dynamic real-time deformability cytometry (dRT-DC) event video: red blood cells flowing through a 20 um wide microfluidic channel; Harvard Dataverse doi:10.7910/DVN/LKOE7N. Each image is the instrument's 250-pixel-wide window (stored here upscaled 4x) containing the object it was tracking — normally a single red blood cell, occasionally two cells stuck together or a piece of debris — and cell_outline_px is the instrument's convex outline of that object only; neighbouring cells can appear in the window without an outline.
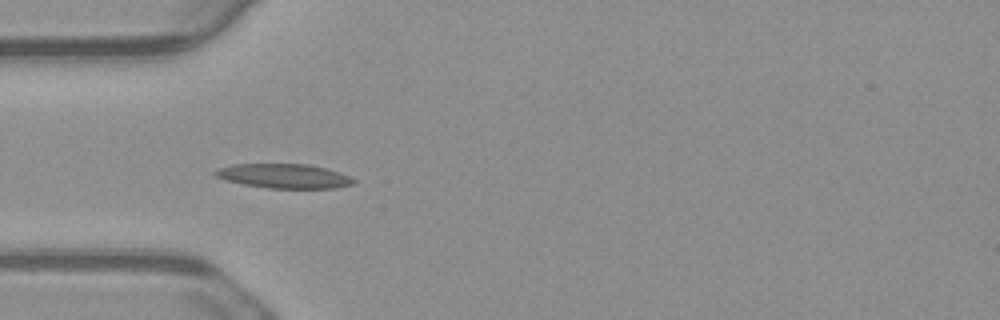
{"species": "common noctule bat (a hibernating species)", "species_latin": "Nyctalus noctula", "temperature_condition": "warm", "stored_images_in_passage": 9, "camera_frame_rate_fps": 3000, "um_per_image_px": 0.085, "animal": {"sex": "male", "body_mass_g": 23.1, "forearm_length_mm": 52.7}, "frame": {"image": 1, "passage_image": 6, "time_ms": 1.667, "image_size_px": [1000, 320], "cell_outline_px": [[356, 184], [336, 188], [268, 188], [244, 184], [228, 180], [216, 176], [212, 172], [216, 168], [232, 164], [308, 164], [340, 172], [356, 180]], "centroid_in_image_um": [24.15, 14.96], "position_along_channel_um": 60.8, "area_um2": 19.65}}
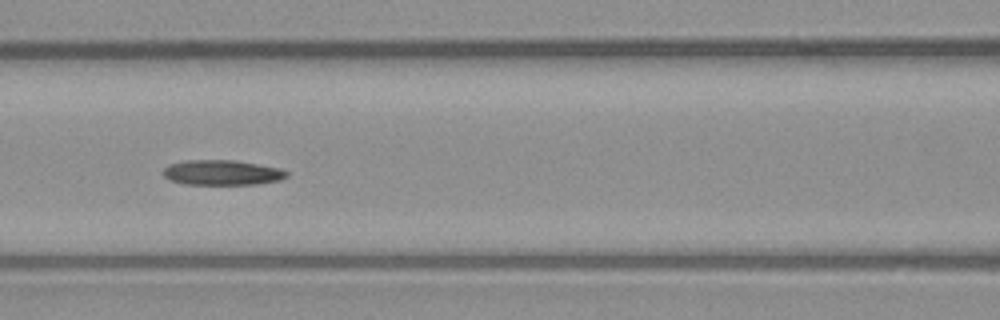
{"frame": {"image": 2, "passage_image": 8, "time_ms": 2.333, "image_size_px": [1000, 320], "cell_outline_px": [[288, 176], [280, 180], [256, 184], [184, 184], [168, 180], [160, 172], [168, 164], [184, 160], [236, 160], [280, 168], [288, 172]], "centroid_in_image_um": [18.83, 14.66], "position_along_channel_um": 147.8, "area_um2": 18.26}}
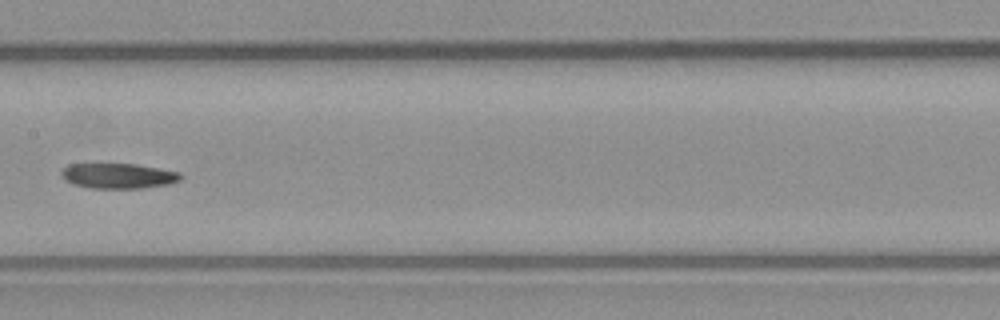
{"frame": {"image": 3, "passage_image": 9, "time_ms": 2.667, "image_size_px": [1000, 320], "cell_outline_px": [[184, 176], [180, 180], [168, 184], [140, 188], [88, 188], [72, 184], [64, 180], [60, 176], [60, 172], [68, 164], [136, 164], [160, 168], [180, 172]], "centroid_in_image_um": [10.04, 14.95], "position_along_channel_um": 197.4, "area_um2": 17.69}}